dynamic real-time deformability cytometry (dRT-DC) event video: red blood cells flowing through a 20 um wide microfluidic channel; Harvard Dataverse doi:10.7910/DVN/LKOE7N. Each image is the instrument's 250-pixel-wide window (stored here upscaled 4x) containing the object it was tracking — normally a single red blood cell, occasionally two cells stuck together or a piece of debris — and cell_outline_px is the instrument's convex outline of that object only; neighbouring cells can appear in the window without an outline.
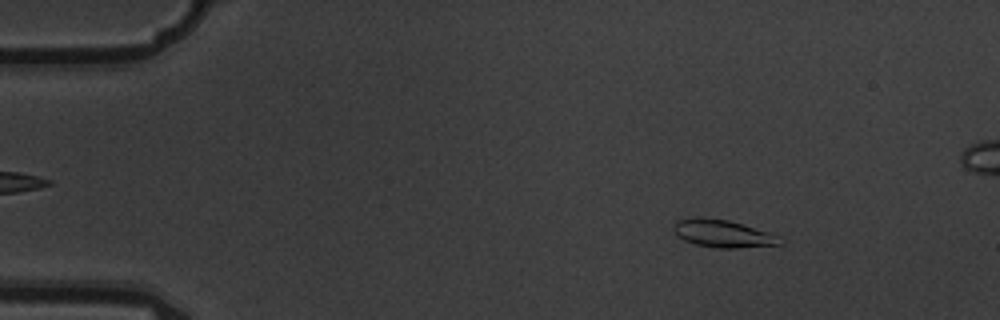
{"species": "common noctule bat (a hibernating species)", "species_latin": "Nyctalus noctula", "temperature_condition": "warm", "stored_images_in_passage": 5, "camera_frame_rate_fps": 3000, "um_per_image_px": 0.085, "animal": {"sex": "male", "body_mass_g": 19.5, "forearm_length_mm": 54.6}, "frame": {"image": 1, "passage_image": 1, "time_ms": 0.0, "image_size_px": [1000, 320], "cell_outline_px": [[784, 244], [736, 248], [716, 248], [696, 244], [684, 240], [676, 236], [672, 228], [672, 224], [676, 220], [700, 216], [728, 220], [768, 232], [776, 236]], "centroid_in_image_um": [61.35, 19.84], "position_along_channel_um": 23.6, "area_um2": 17.11}}
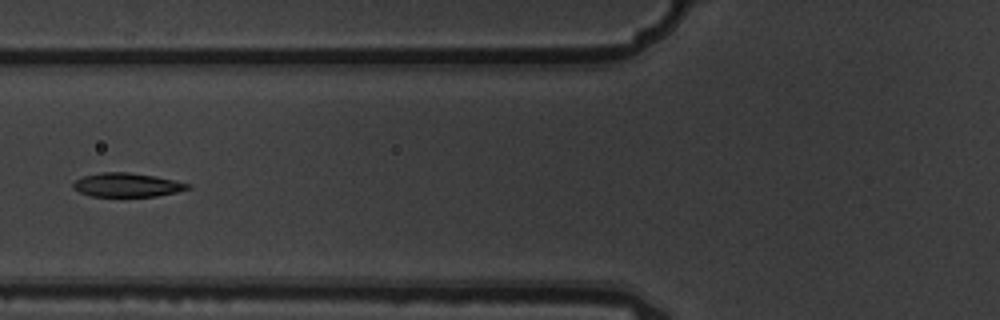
{"frame": {"image": 2, "passage_image": 5, "time_ms": 1.333, "image_size_px": [1000, 320], "cell_outline_px": [[192, 188], [176, 192], [156, 196], [92, 196], [80, 192], [72, 188], [72, 184], [76, 180], [84, 176], [100, 172], [128, 172], [176, 180], [192, 184]], "centroid_in_image_um": [10.82, 15.72], "position_along_channel_um": 115.0, "area_um2": 15.9}}